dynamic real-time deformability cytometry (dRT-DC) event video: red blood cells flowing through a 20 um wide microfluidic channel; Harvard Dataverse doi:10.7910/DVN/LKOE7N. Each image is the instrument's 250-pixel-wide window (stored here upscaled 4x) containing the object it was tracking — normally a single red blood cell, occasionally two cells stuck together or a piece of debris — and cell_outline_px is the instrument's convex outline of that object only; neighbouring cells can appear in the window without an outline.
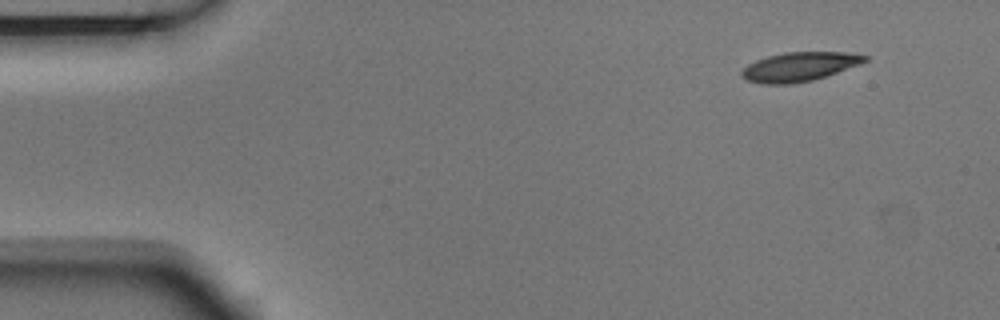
{"species": "Egyptian fruit bat (a non-hibernating species)", "species_latin": "Rousettus aegyptiacus", "temperature_condition": "room temperature", "stored_images_in_passage": 5, "segment_of_instrument_passage": [1, 2], "camera_frame_rate_fps": 3000, "um_per_image_px": 0.085, "animal": {"sex": "male"}, "frame": {"image": 1, "passage_image": 1, "time_ms": 0.0, "image_size_px": [1000, 320], "cell_outline_px": [[868, 60], [860, 64], [812, 80], [788, 84], [760, 84], [748, 80], [740, 76], [740, 72], [748, 64], [756, 60], [768, 56], [784, 52], [848, 52], [868, 56]], "centroid_in_image_um": [67.92, 5.66], "position_along_channel_um": 17.1, "area_um2": 20.75}}
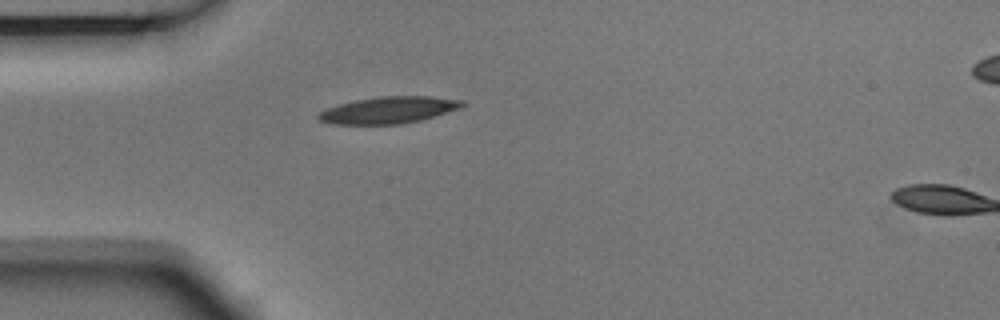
{"frame": {"image": 2, "passage_image": 4, "time_ms": 1.0, "image_size_px": [1000, 320], "cell_outline_px": [[464, 104], [460, 108], [420, 120], [400, 124], [332, 124], [320, 120], [316, 116], [320, 112], [328, 108], [340, 104], [356, 100], [380, 96], [428, 96], [464, 100]], "centroid_in_image_um": [33.04, 9.35], "position_along_channel_um": 52.0, "area_um2": 22.14}}